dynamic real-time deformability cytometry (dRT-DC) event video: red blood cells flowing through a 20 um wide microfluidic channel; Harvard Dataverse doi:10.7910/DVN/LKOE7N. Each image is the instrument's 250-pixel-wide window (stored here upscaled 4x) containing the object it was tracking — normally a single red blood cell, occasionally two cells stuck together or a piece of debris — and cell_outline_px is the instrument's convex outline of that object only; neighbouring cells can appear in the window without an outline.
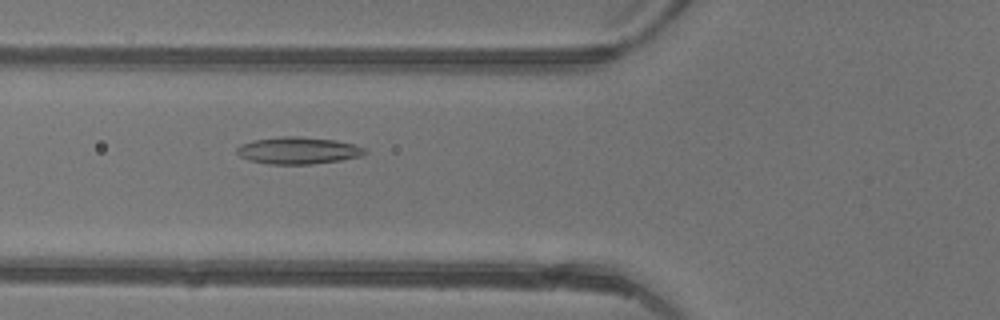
{"species": "common noctule bat (a hibernating species)", "species_latin": "Nyctalus noctula", "temperature_condition": "warm", "stored_images_in_passage": 34, "camera_frame_rate_fps": 3000, "um_per_image_px": 0.085, "animal": {"sex": "female"}, "frame": {"image": 1, "passage_image": 5, "time_ms": 1.333, "image_size_px": [1000, 320], "cell_outline_px": [[368, 152], [360, 156], [340, 160], [312, 164], [268, 164], [248, 160], [240, 156], [236, 152], [236, 148], [240, 144], [252, 140], [280, 136], [300, 136], [336, 140], [352, 144], [364, 148]], "centroid_in_image_um": [25.3, 12.78], "position_along_channel_um": 100.5, "area_um2": 20.23}}
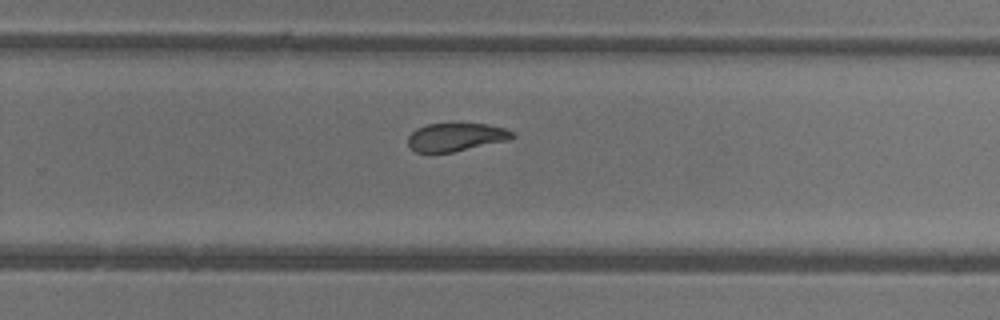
{"frame": {"image": 2, "passage_image": 18, "time_ms": 5.667, "image_size_px": [1000, 320], "cell_outline_px": [[516, 136], [508, 140], [452, 152], [416, 152], [408, 144], [408, 136], [416, 128], [428, 124], [452, 120], [456, 120], [488, 124], [504, 128], [512, 132]], "centroid_in_image_um": [38.75, 11.58], "position_along_channel_um": 291.1, "area_um2": 17.8}}
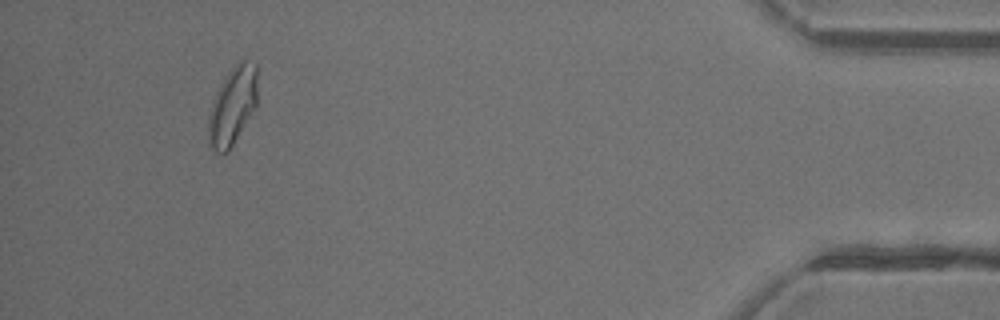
{"frame": {"image": 3, "passage_image": 31, "time_ms": 10.0, "image_size_px": [1000, 320], "cell_outline_px": [[256, 108], [228, 152], [216, 152], [208, 144], [208, 116], [216, 92], [224, 76], [240, 60], [244, 60], [256, 64]], "centroid_in_image_um": [19.75, 9.02], "position_along_channel_um": 415.5, "area_um2": 22.2}, "authors_computed_cell_mechanics": {"area_um2": 19.2185, "velocity_mm_per_s": 4.3958, "shape_relaxation_time_tau1_ms": 6.1867, "shape_relaxation_time_tau2_ms": 1.5439, "deformation_change_tau1": 0.1766, "deformation_change_tau2": 0.0798}}